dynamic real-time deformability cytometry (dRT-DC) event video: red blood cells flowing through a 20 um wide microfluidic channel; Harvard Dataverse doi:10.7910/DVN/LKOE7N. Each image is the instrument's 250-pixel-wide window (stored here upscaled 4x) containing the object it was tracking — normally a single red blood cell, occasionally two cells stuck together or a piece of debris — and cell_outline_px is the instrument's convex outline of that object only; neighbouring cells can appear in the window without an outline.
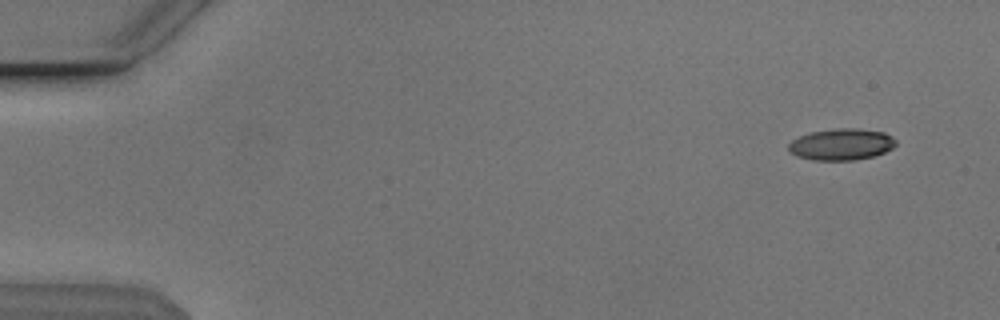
{"species": "Egyptian fruit bat (a non-hibernating species)", "species_latin": "Rousettus aegyptiacus", "temperature_condition": "cold", "stored_images_in_passage": 54, "camera_frame_rate_fps": 3000, "um_per_image_px": 0.085, "animal": {"sex": "male"}, "frame": {"image": 1, "passage_image": 4, "time_ms": 1.0, "image_size_px": [1000, 320], "cell_outline_px": [[896, 144], [892, 148], [884, 152], [872, 156], [852, 160], [812, 160], [796, 156], [788, 148], [788, 144], [792, 140], [808, 132], [836, 128], [856, 128], [884, 132], [892, 136], [896, 140]], "centroid_in_image_um": [71.51, 12.26], "position_along_channel_um": 13.5, "area_um2": 19.71}}
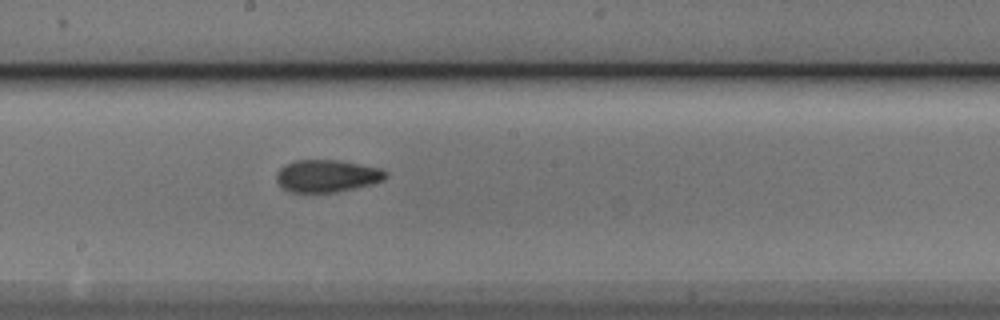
{"frame": {"image": 2, "passage_image": 30, "time_ms": 9.667, "image_size_px": [1000, 320], "cell_outline_px": [[388, 176], [384, 180], [372, 184], [336, 192], [292, 192], [284, 188], [276, 180], [276, 172], [284, 164], [296, 160], [336, 160], [380, 168], [388, 172]], "centroid_in_image_um": [27.8, 14.95], "position_along_channel_um": 220.4, "area_um2": 20.52}}
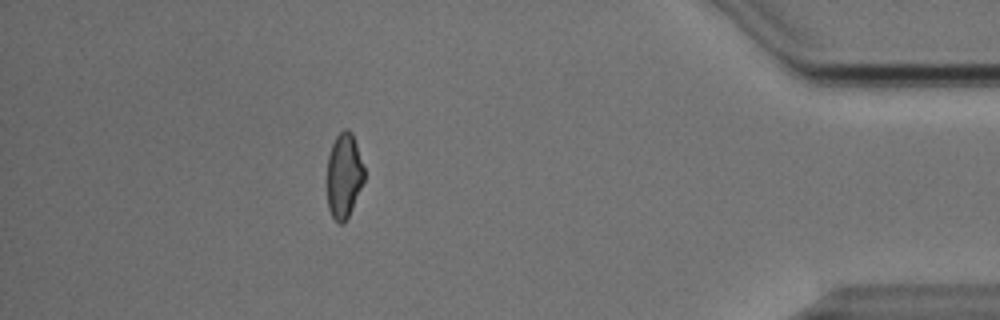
{"frame": {"image": 3, "passage_image": 48, "time_ms": 15.667, "image_size_px": [1000, 320], "cell_outline_px": [[364, 180], [352, 208], [344, 224], [340, 224], [332, 216], [328, 208], [328, 156], [332, 144], [336, 136], [344, 128], [348, 128], [352, 132], [364, 168]], "centroid_in_image_um": [29.24, 14.91], "position_along_channel_um": 406.0, "area_um2": 18.15}, "authors_computed_cell_mechanics": {"area_um2": 19.9121, "velocity_mm_per_s": 3.8566, "shape_relaxation_time_tau1_ms": 6.3652, "shape_relaxation_time_tau2_ms": 2.8351, "deformation_change_tau1": 0.1431, "deformation_change_tau2": 0.1077}}